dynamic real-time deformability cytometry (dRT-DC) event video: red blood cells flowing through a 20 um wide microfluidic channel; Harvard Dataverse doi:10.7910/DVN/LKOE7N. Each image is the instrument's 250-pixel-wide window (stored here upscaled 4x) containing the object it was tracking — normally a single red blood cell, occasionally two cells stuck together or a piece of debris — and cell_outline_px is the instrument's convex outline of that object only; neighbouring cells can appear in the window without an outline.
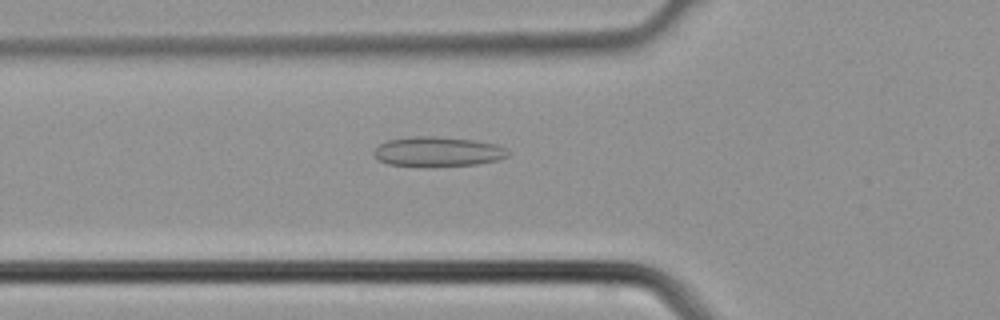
{"species": "common noctule bat (a hibernating species)", "species_latin": "Nyctalus noctula", "temperature_condition": "cold", "stored_images_in_passage": 4, "camera_frame_rate_fps": 3000, "um_per_image_px": 0.085, "animal": {"sex": "male", "body_mass_g": 21.5, "forearm_length_mm": 52.0}, "frame": {"image": 1, "passage_image": 4, "time_ms": 1.0, "image_size_px": [1000, 320], "cell_outline_px": [[508, 156], [496, 160], [476, 164], [388, 164], [380, 160], [372, 152], [380, 144], [388, 140], [412, 136], [436, 136], [476, 140], [496, 144], [504, 148], [508, 152]], "centroid_in_image_um": [37.22, 12.84], "position_along_channel_um": 88.6, "area_um2": 22.31}}